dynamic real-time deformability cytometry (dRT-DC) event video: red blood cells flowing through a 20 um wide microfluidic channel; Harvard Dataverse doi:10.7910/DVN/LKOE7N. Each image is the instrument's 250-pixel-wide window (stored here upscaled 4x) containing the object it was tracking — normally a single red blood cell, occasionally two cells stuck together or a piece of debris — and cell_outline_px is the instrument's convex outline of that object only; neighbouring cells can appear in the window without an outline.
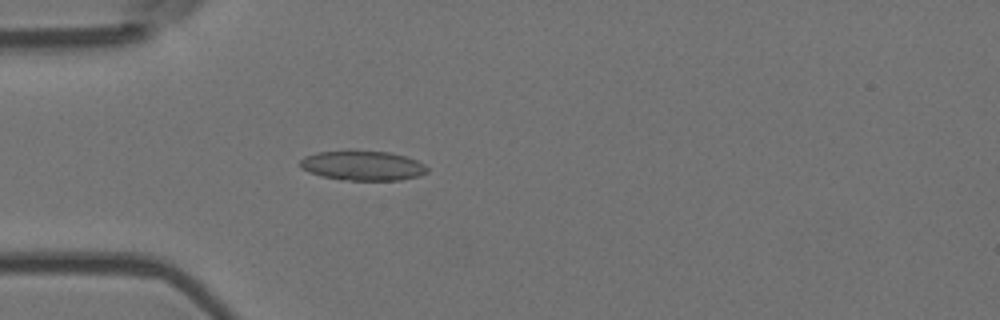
{"species": "Egyptian fruit bat (a non-hibernating species)", "species_latin": "Rousettus aegyptiacus", "temperature_condition": "room temperature", "stored_images_in_passage": 4, "camera_frame_rate_fps": 3000, "um_per_image_px": 0.085, "animal": {"sex": "female"}, "frame": {"image": 1, "passage_image": 4, "time_ms": 1.0, "image_size_px": [1000, 320], "cell_outline_px": [[428, 172], [420, 176], [400, 180], [340, 180], [320, 176], [308, 172], [300, 168], [300, 160], [304, 156], [316, 152], [352, 148], [388, 152], [404, 156], [416, 160], [424, 164], [428, 168]], "centroid_in_image_um": [30.77, 14.05], "position_along_channel_um": 54.2, "area_um2": 22.83}}